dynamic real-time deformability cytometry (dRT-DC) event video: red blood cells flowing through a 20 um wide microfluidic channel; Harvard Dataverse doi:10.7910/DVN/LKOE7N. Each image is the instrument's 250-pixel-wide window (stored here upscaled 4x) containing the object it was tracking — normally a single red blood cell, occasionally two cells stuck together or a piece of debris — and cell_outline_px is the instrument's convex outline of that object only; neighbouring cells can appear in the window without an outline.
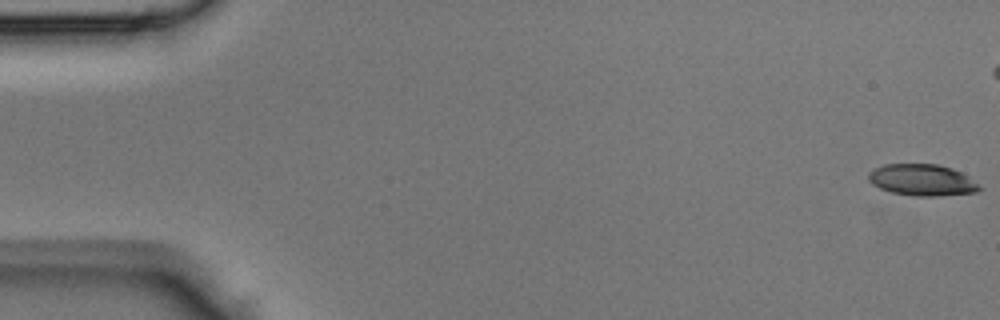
{"species": "Egyptian fruit bat (a non-hibernating species)", "species_latin": "Rousettus aegyptiacus", "temperature_condition": "room temperature", "stored_images_in_passage": 46, "camera_frame_rate_fps": 3000, "um_per_image_px": 0.085, "animal": {"sex": "male"}, "frame": {"image": 1, "passage_image": 1, "time_ms": 0.0, "image_size_px": [1000, 320], "cell_outline_px": [[984, 188], [976, 192], [936, 196], [912, 196], [892, 192], [880, 188], [872, 184], [868, 180], [868, 172], [884, 164], [936, 164], [952, 168], [968, 176]], "centroid_in_image_um": [78.38, 15.3], "position_along_channel_um": 6.6, "area_um2": 20.4}}
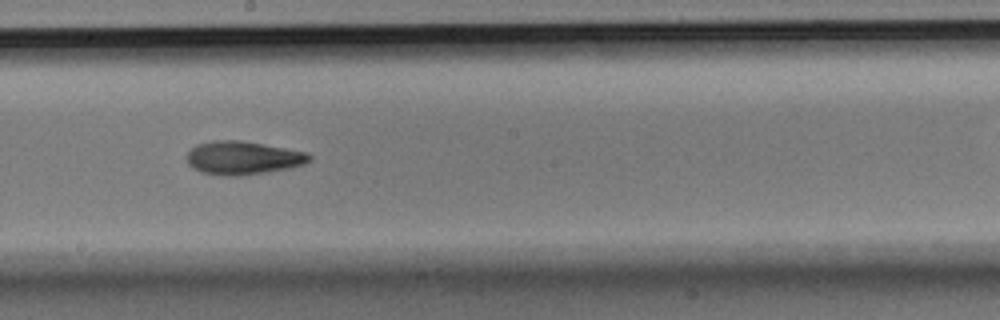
{"frame": {"image": 2, "passage_image": 25, "time_ms": 8.0, "image_size_px": [1000, 320], "cell_outline_px": [[312, 160], [304, 164], [288, 168], [240, 176], [224, 176], [200, 172], [192, 168], [188, 164], [188, 152], [196, 144], [212, 140], [240, 140], [308, 152], [312, 156]], "centroid_in_image_um": [20.64, 13.42], "position_along_channel_um": 227.6, "area_um2": 23.87}}
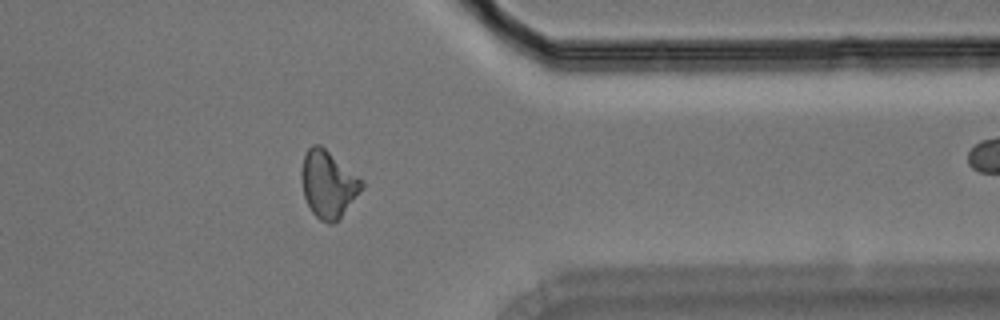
{"frame": {"image": 3, "passage_image": 36, "time_ms": 11.667, "image_size_px": [1000, 320], "cell_outline_px": [[364, 188], [340, 216], [332, 224], [328, 224], [320, 220], [312, 212], [304, 196], [300, 180], [300, 172], [304, 156], [308, 148], [312, 144], [320, 144], [364, 180]], "centroid_in_image_um": [27.88, 15.63], "position_along_channel_um": 383.5, "area_um2": 23.58}}